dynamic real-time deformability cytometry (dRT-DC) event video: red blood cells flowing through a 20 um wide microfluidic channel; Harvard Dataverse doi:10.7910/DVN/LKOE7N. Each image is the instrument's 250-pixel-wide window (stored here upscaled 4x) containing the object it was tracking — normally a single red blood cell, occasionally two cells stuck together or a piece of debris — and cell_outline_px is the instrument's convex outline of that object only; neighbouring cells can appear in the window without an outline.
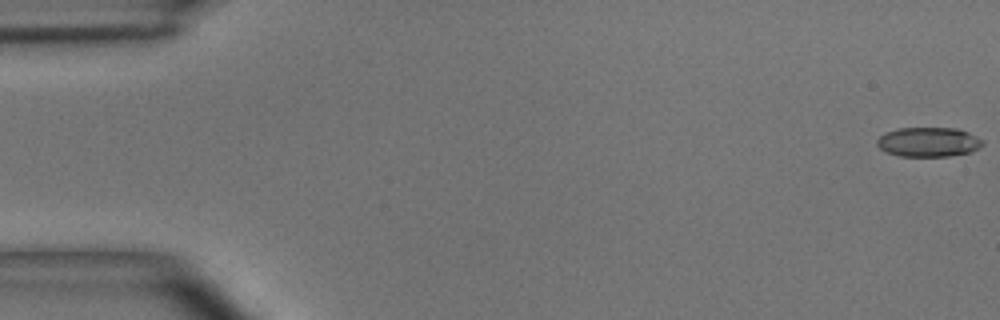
{"species": "common noctule bat (a hibernating species)", "species_latin": "Nyctalus noctula", "temperature_condition": "room temperature", "stored_images_in_passage": 49, "camera_frame_rate_fps": 3000, "um_per_image_px": 0.085, "animal": {"sex": "male", "body_mass_g": 15.6}, "frame": {"image": 1, "passage_image": 1, "time_ms": 0.0, "image_size_px": [1000, 320], "cell_outline_px": [[984, 144], [980, 148], [972, 152], [948, 156], [900, 156], [884, 152], [876, 144], [876, 140], [884, 132], [896, 128], [956, 128], [968, 132], [984, 140]], "centroid_in_image_um": [78.92, 12.07], "position_along_channel_um": 6.1, "area_um2": 18.44}}
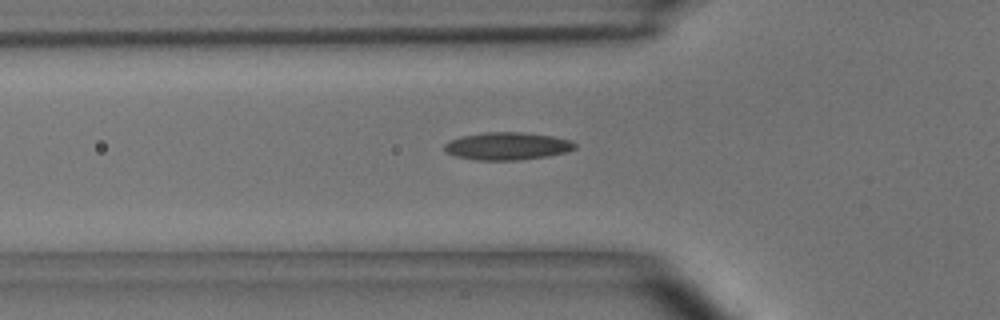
{"frame": {"image": 2, "passage_image": 17, "time_ms": 5.333, "image_size_px": [1000, 320], "cell_outline_px": [[576, 148], [564, 152], [548, 156], [516, 160], [476, 160], [456, 156], [444, 152], [444, 144], [448, 140], [460, 136], [484, 132], [524, 132], [552, 136], [568, 140], [576, 144]], "centroid_in_image_um": [43.05, 12.41], "position_along_channel_um": 82.7, "area_um2": 21.04}}
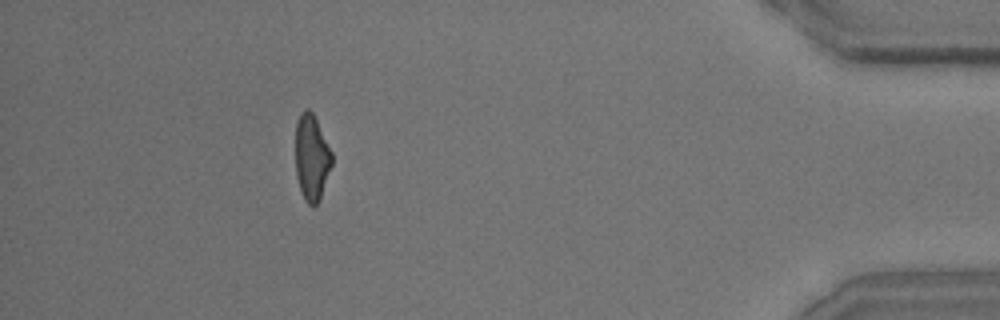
{"frame": {"image": 3, "passage_image": 45, "time_ms": 14.667, "image_size_px": [1000, 320], "cell_outline_px": [[332, 164], [320, 200], [312, 208], [304, 200], [296, 176], [296, 124], [300, 112], [308, 108], [312, 112], [332, 152]], "centroid_in_image_um": [26.49, 13.42], "position_along_channel_um": 408.7, "area_um2": 18.21}, "authors_computed_cell_mechanics": {"area_um2": 19.1896, "velocity_mm_per_s": 4.0666, "shape_relaxation_time_tau1_ms": 5.5028, "shape_relaxation_time_tau2_ms": 1.8169, "deformation_change_tau1": 0.1993, "deformation_change_tau2": 0.0979}}